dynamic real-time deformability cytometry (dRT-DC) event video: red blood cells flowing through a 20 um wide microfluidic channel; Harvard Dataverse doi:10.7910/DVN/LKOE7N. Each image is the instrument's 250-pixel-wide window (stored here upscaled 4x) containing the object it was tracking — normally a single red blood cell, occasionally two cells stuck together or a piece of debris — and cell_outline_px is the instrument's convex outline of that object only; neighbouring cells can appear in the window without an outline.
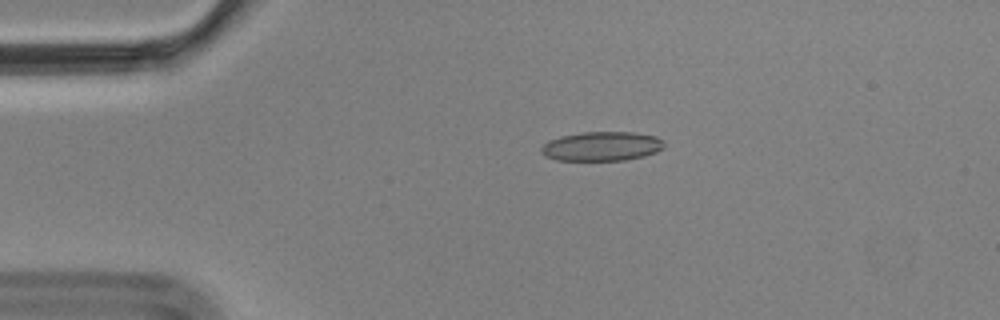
{"species": "Egyptian fruit bat (a non-hibernating species)", "species_latin": "Rousettus aegyptiacus", "temperature_condition": "cold", "stored_images_in_passage": 7, "camera_frame_rate_fps": 3000, "um_per_image_px": 0.085, "animal": {"sex": "male"}, "frame": {"image": 1, "passage_image": 3, "time_ms": 0.667, "image_size_px": [1000, 320], "cell_outline_px": [[664, 148], [656, 152], [644, 156], [624, 160], [556, 160], [544, 156], [540, 152], [540, 148], [548, 140], [560, 136], [580, 132], [632, 132], [656, 136], [664, 140]], "centroid_in_image_um": [51.13, 12.43], "position_along_channel_um": 33.9, "area_um2": 21.15}}
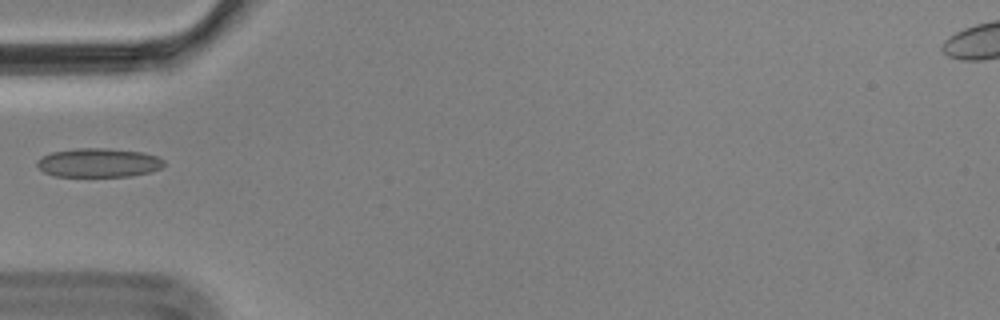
{"frame": {"image": 2, "passage_image": 5, "time_ms": 1.333, "image_size_px": [1000, 320], "cell_outline_px": [[164, 164], [160, 168], [152, 172], [132, 176], [52, 176], [44, 172], [36, 164], [36, 160], [52, 152], [76, 148], [108, 148], [144, 152], [156, 156], [164, 160]], "centroid_in_image_um": [8.39, 13.83], "position_along_channel_um": 76.6, "area_um2": 21.5}}